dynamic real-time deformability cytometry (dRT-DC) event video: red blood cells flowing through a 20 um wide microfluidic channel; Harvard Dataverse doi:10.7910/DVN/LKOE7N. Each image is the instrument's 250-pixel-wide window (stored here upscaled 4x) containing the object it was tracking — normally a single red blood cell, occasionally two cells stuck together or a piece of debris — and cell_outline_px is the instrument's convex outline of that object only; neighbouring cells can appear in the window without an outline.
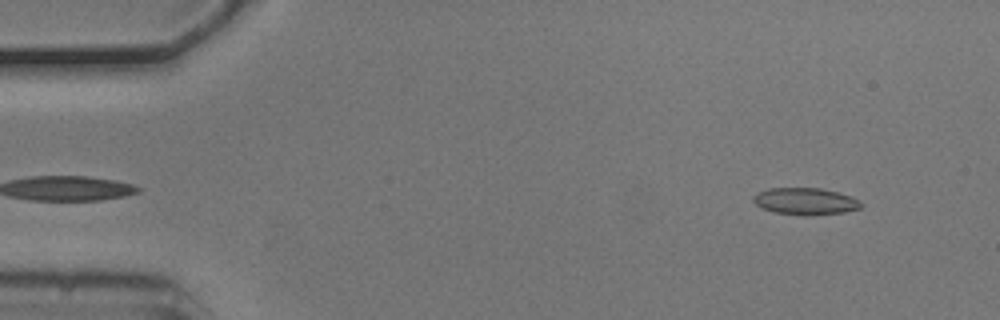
{"species": "common noctule bat (a hibernating species)", "species_latin": "Nyctalus noctula", "temperature_condition": "cold", "stored_images_in_passage": 6, "camera_frame_rate_fps": 3000, "um_per_image_px": 0.085, "animal": {"sex": "male", "body_mass_g": 20.5, "forearm_length_mm": 52.5}, "frame": {"image": 1, "passage_image": 6, "time_ms": 1.667, "image_size_px": [1000, 320], "cell_outline_px": [[860, 208], [844, 212], [808, 216], [804, 216], [776, 212], [760, 208], [752, 200], [752, 196], [756, 192], [768, 188], [820, 188], [852, 196], [860, 200]], "centroid_in_image_um": [68.41, 17.11], "position_along_channel_um": 16.6, "area_um2": 16.99}}